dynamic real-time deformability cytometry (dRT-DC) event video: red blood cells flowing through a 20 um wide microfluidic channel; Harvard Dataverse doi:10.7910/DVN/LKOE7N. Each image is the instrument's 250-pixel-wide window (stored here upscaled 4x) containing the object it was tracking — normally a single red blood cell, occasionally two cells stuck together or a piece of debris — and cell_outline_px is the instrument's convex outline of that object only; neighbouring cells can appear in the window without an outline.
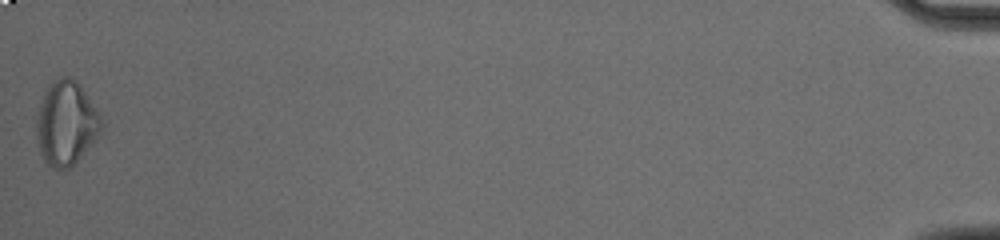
{"species": "common noctule bat (a hibernating species)", "species_latin": "Nyctalus noctula", "temperature_condition": "cold", "stored_images_in_passage": 52, "segment_of_instrument_passage": [2, 2], "camera_frame_rate_fps": 3000, "um_per_image_px": 0.085, "animal": {"sex": "male", "body_mass_g": 20.0, "forearm_length_mm": 53.3}, "frame": {"image": 1, "passage_image": 52, "time_ms": 17.0, "image_size_px": [1000, 240], "cell_outline_px": [[104, 124], [92, 144], [68, 168], [56, 168], [48, 164], [44, 160], [40, 152], [36, 140], [36, 120], [40, 104], [44, 92], [48, 84], [60, 76], [72, 76], [80, 84], [96, 108]], "centroid_in_image_um": [5.61, 10.42], "position_along_channel_um": 429.6, "area_um2": 31.67}}